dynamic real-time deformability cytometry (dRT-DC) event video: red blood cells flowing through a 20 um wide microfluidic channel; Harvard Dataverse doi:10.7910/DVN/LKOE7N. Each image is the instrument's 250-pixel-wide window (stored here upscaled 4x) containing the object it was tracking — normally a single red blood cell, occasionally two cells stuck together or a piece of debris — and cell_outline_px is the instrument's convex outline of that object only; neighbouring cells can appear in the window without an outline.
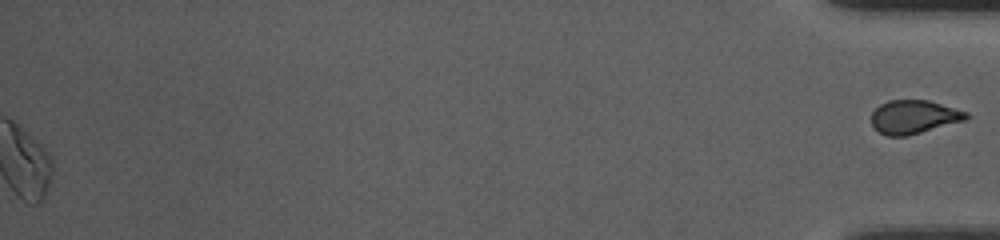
{"species": "common noctule bat (a hibernating species)", "species_latin": "Nyctalus noctula", "temperature_condition": "room temperature", "stored_images_in_passage": 39, "segment_of_instrument_passage": [2, 2], "camera_frame_rate_fps": 3000, "um_per_image_px": 0.085, "animal": {"sex": "female", "body_mass_g": 10.0, "forearm_length_mm": 53.1}, "frame": {"image": 1, "passage_image": 39, "time_ms": 12.667, "image_size_px": [1000, 240], "cell_outline_px": [[968, 120], [908, 136], [888, 136], [872, 128], [872, 112], [880, 104], [888, 100], [928, 100], [968, 112]], "centroid_in_image_um": [77.69, 9.95], "position_along_channel_um": 357.5, "area_um2": 18.73}}